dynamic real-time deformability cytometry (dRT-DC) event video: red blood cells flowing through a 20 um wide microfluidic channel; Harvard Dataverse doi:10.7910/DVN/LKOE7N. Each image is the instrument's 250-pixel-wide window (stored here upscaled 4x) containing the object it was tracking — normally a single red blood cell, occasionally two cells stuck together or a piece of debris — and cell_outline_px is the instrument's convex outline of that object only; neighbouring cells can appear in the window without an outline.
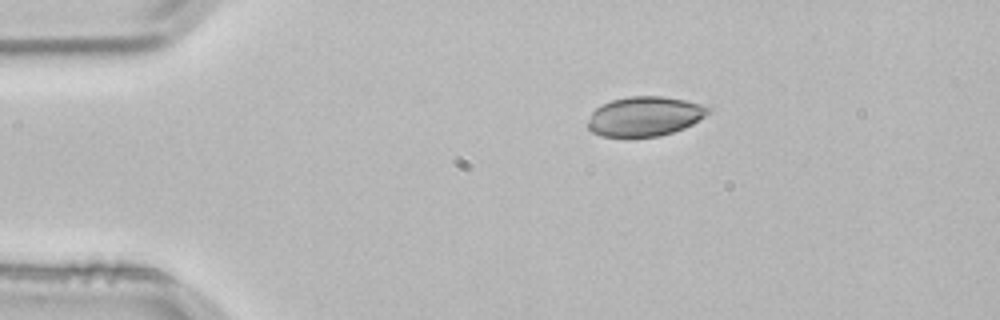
{"species": "common noctule bat (a hibernating species)", "species_latin": "Nyctalus noctula", "temperature_condition": "room temperature", "stored_images_in_passage": 2, "camera_frame_rate_fps": 3000, "um_per_image_px": 0.085, "animal": {"sex": "male", "body_mass_g": 21.5, "forearm_length_mm": 52.0}, "frame": {"image": 1, "passage_image": 1, "time_ms": 0.0, "image_size_px": [1000, 320], "cell_outline_px": [[712, 108], [704, 116], [692, 124], [684, 128], [660, 136], [600, 136], [592, 132], [588, 128], [588, 120], [592, 112], [600, 104], [612, 100], [628, 96], [660, 96], [684, 100], [700, 104]], "centroid_in_image_um": [54.77, 9.88], "position_along_channel_um": 30.2, "area_um2": 27.57}}